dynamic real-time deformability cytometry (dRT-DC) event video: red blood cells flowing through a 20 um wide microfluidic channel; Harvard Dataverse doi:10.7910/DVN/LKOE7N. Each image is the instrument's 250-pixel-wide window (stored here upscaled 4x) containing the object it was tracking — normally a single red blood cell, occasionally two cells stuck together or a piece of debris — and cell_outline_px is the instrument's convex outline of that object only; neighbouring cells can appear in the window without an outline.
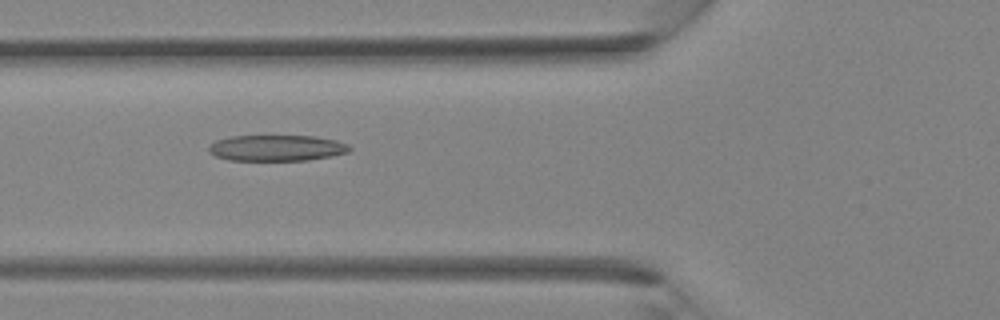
{"species": "Egyptian fruit bat (a non-hibernating species)", "species_latin": "Rousettus aegyptiacus", "temperature_condition": "room temperature", "stored_images_in_passage": 37, "camera_frame_rate_fps": 3000, "um_per_image_px": 0.085, "animal": {"sex": "female"}, "frame": {"image": 1, "passage_image": 14, "time_ms": 4.333, "image_size_px": [1000, 320], "cell_outline_px": [[352, 148], [348, 152], [332, 156], [308, 160], [228, 160], [216, 156], [208, 152], [208, 144], [216, 140], [228, 136], [316, 136], [336, 140], [348, 144]], "centroid_in_image_um": [23.5, 12.57], "position_along_channel_um": 102.3, "area_um2": 21.5}}
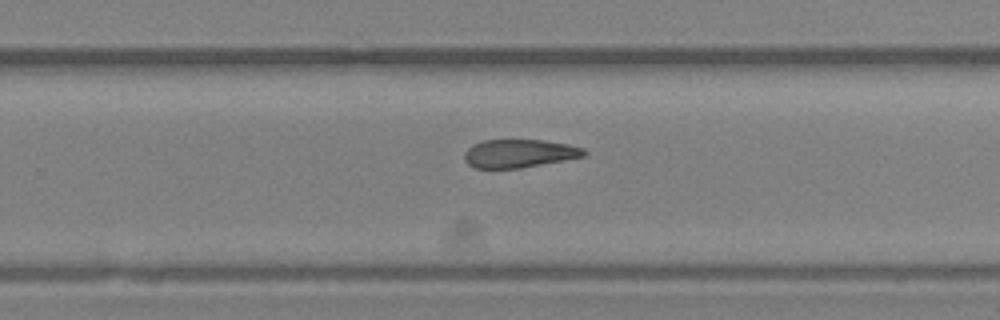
{"frame": {"image": 2, "passage_image": 24, "time_ms": 7.667, "image_size_px": [1000, 320], "cell_outline_px": [[588, 152], [584, 156], [564, 160], [520, 168], [476, 168], [468, 164], [464, 160], [464, 152], [472, 144], [484, 140], [544, 140], [568, 144], [584, 148]], "centroid_in_image_um": [44.12, 13.04], "position_along_channel_um": 285.7, "area_um2": 19.71}}
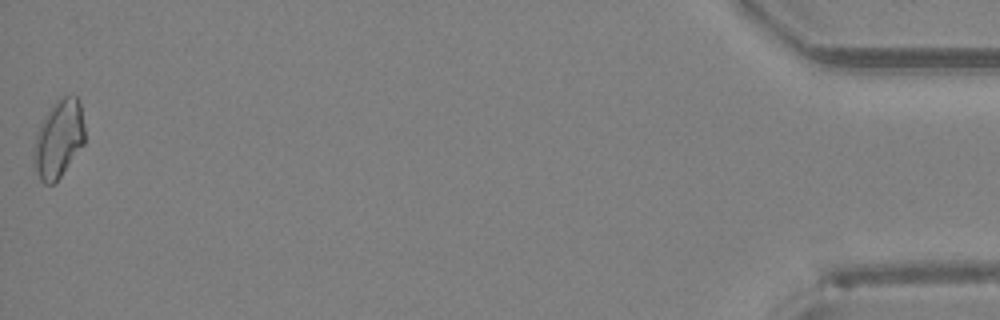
{"frame": {"image": 3, "passage_image": 37, "time_ms": 12.0, "image_size_px": [1000, 320], "cell_outline_px": [[84, 144], [60, 176], [52, 184], [44, 184], [40, 180], [32, 164], [32, 148], [36, 132], [44, 116], [52, 104], [60, 96], [76, 96], [80, 104], [84, 124]], "centroid_in_image_um": [4.94, 11.8], "position_along_channel_um": 430.3, "area_um2": 23.35}}